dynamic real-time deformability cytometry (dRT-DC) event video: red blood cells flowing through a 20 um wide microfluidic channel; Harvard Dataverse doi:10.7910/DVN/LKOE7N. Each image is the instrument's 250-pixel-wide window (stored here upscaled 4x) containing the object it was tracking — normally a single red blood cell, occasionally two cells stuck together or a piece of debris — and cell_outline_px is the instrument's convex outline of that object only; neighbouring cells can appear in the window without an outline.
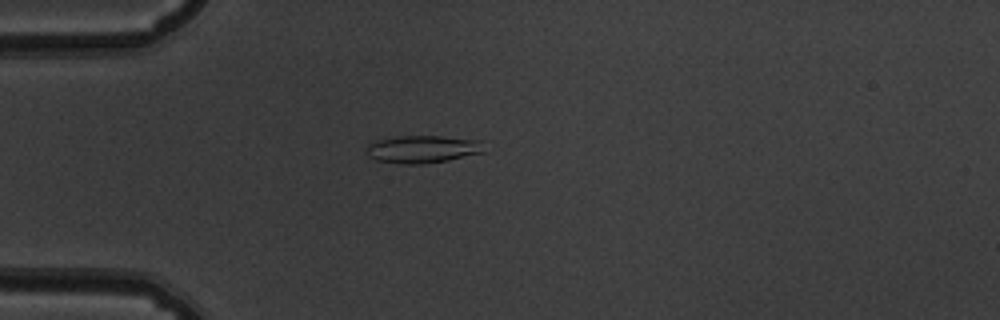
{"species": "common noctule bat (a hibernating species)", "species_latin": "Nyctalus noctula", "temperature_condition": "warm", "stored_images_in_passage": 51, "camera_frame_rate_fps": 3000, "um_per_image_px": 0.085, "animal": {"sex": "male", "body_mass_g": 19.5, "forearm_length_mm": 54.6}, "frame": {"image": 1, "passage_image": 13, "time_ms": 4.0, "image_size_px": [1000, 320], "cell_outline_px": [[488, 152], [448, 160], [420, 164], [404, 164], [376, 160], [368, 156], [364, 148], [372, 140], [396, 136], [440, 136], [484, 140]], "centroid_in_image_um": [35.97, 12.66], "position_along_channel_um": 49.0, "area_um2": 19.54}}
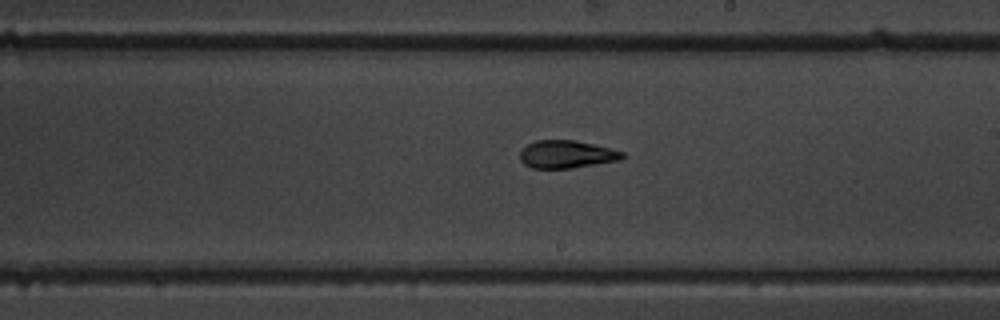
{"frame": {"image": 2, "passage_image": 29, "time_ms": 9.333, "image_size_px": [1000, 320], "cell_outline_px": [[624, 156], [620, 160], [572, 168], [532, 168], [524, 164], [520, 160], [520, 152], [528, 144], [536, 140], [572, 140], [592, 144], [624, 152]], "centroid_in_image_um": [48.14, 13.12], "position_along_channel_um": 240.9, "area_um2": 16.36}}
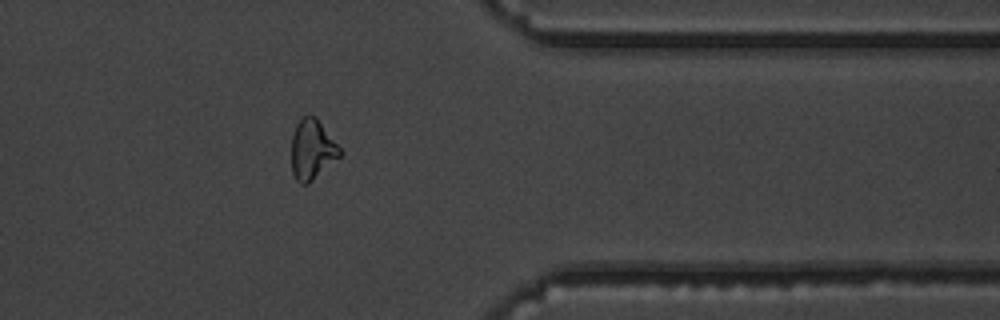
{"frame": {"image": 3, "passage_image": 41, "time_ms": 13.333, "image_size_px": [1000, 320], "cell_outline_px": [[344, 152], [340, 156], [308, 184], [300, 184], [296, 180], [292, 172], [292, 136], [296, 124], [308, 112], [316, 116]], "centroid_in_image_um": [26.54, 12.68], "position_along_channel_um": 384.9, "area_um2": 17.05}, "authors_computed_cell_mechanics": {"area_um2": 17.2244, "velocity_mm_per_s": 3.8874, "shape_relaxation_time_tau1_ms": 7.2912, "shape_relaxation_time_tau2_ms": 2.0044, "deformation_change_tau1": 0.1932, "deformation_change_tau2": 0.0866}}